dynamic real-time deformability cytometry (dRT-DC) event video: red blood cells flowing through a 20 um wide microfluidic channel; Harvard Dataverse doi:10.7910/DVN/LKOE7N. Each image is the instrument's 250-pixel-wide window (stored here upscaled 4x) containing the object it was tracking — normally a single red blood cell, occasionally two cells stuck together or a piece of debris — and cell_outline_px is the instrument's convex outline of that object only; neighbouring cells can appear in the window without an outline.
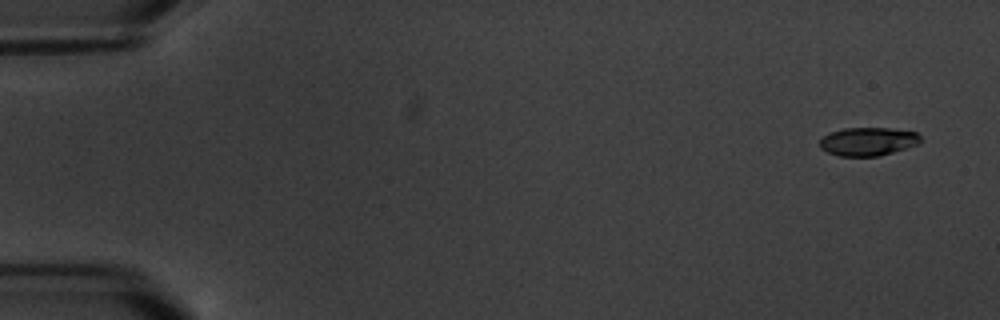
{"species": "common noctule bat (a hibernating species)", "species_latin": "Nyctalus noctula", "temperature_condition": "warm", "stored_images_in_passage": 9, "camera_frame_rate_fps": 3000, "um_per_image_px": 0.085, "animal": {"sex": "male", "body_mass_g": 20.1, "forearm_length_mm": 53.5}, "frame": {"image": 1, "passage_image": 1, "time_ms": 0.0, "image_size_px": [1000, 320], "cell_outline_px": [[920, 144], [880, 156], [840, 156], [828, 152], [820, 148], [820, 140], [824, 136], [832, 132], [844, 128], [888, 128], [916, 132], [920, 136]], "centroid_in_image_um": [73.8, 12.03], "position_along_channel_um": 11.2, "area_um2": 16.59}}
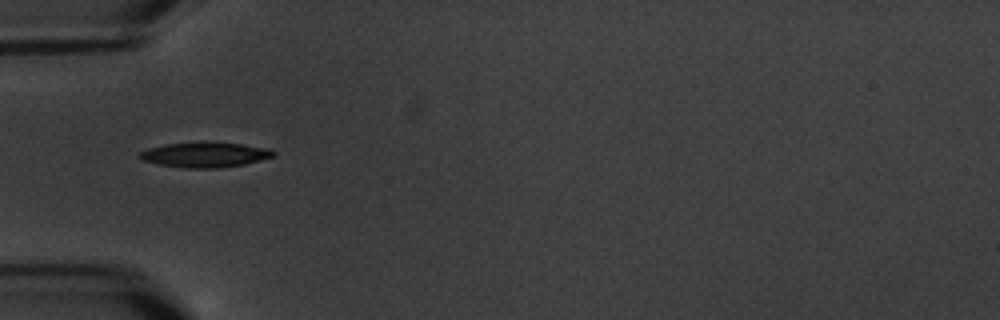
{"frame": {"image": 2, "passage_image": 6, "time_ms": 5.667, "image_size_px": [1000, 320], "cell_outline_px": [[276, 156], [244, 164], [220, 168], [184, 168], [160, 164], [140, 160], [136, 156], [140, 152], [148, 148], [164, 144], [200, 140], [204, 140], [240, 144], [272, 148], [276, 152]], "centroid_in_image_um": [17.42, 13.12], "position_along_channel_um": 67.6, "area_um2": 20.23}}
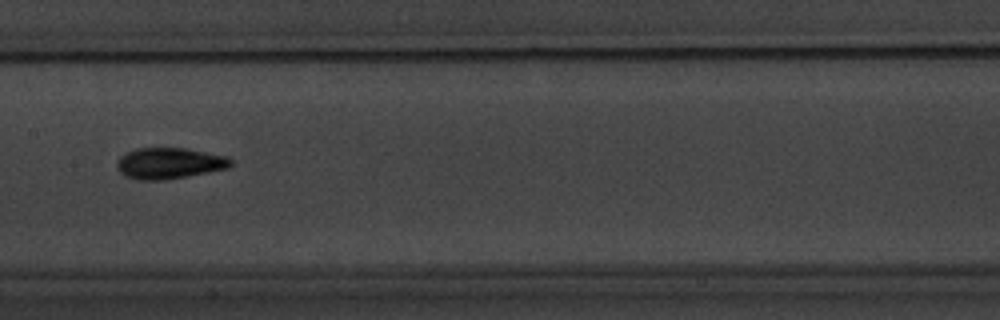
{"frame": {"image": 3, "passage_image": 9, "time_ms": 9.333, "image_size_px": [1000, 320], "cell_outline_px": [[232, 164], [228, 168], [208, 172], [164, 180], [136, 180], [124, 176], [116, 168], [116, 164], [120, 156], [124, 152], [136, 148], [184, 148], [228, 156], [232, 160]], "centroid_in_image_um": [14.35, 13.87], "position_along_channel_um": 193.1, "area_um2": 20.81}}